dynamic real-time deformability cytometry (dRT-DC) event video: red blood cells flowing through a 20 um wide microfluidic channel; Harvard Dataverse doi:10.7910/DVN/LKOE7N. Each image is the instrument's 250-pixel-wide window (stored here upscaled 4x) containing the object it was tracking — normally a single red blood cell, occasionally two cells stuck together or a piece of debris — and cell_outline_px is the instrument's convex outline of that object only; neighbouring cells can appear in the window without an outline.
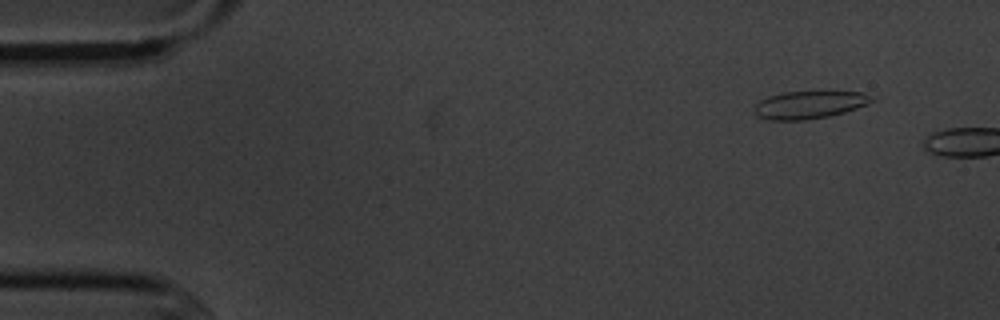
{"species": "common noctule bat (a hibernating species)", "species_latin": "Nyctalus noctula", "temperature_condition": "cold", "stored_images_in_passage": 2, "camera_frame_rate_fps": 3000, "um_per_image_px": 0.085, "animal": {"sex": "male", "body_mass_g": 20.1, "forearm_length_mm": 53.5}, "frame": {"image": 1, "passage_image": 1, "time_ms": 0.0, "image_size_px": [1000, 320], "cell_outline_px": [[880, 96], [876, 100], [868, 104], [844, 112], [828, 116], [804, 120], [768, 120], [756, 116], [756, 104], [760, 100], [768, 96], [784, 92], [816, 88], [864, 92]], "centroid_in_image_um": [68.93, 8.83], "position_along_channel_um": 16.1, "area_um2": 20.17}}